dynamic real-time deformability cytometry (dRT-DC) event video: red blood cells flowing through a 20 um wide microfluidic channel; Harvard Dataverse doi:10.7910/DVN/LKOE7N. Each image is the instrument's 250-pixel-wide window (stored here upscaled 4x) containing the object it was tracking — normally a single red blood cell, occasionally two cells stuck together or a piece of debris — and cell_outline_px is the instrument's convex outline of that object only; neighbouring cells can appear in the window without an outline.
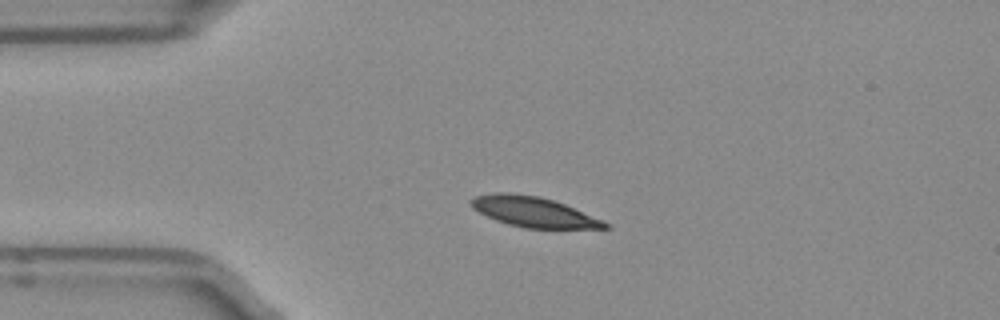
{"species": "Egyptian fruit bat (a non-hibernating species)", "species_latin": "Rousettus aegyptiacus", "temperature_condition": "room temperature", "stored_images_in_passage": 3, "camera_frame_rate_fps": 3000, "um_per_image_px": 0.085, "frame": {"image": 1, "passage_image": 2, "time_ms": 0.333, "image_size_px": [1000, 320], "cell_outline_px": [[612, 228], [524, 228], [508, 224], [496, 220], [472, 208], [468, 200], [476, 196], [496, 192], [508, 192], [540, 196], [564, 204], [604, 220], [612, 224]], "centroid_in_image_um": [45.37, 18.01], "position_along_channel_um": 39.6, "area_um2": 23.58}}